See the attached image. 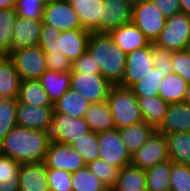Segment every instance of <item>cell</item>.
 I'll return each mask as SVG.
<instances>
[{
	"label": "cell",
	"instance_id": "83f0119b",
	"mask_svg": "<svg viewBox=\"0 0 190 191\" xmlns=\"http://www.w3.org/2000/svg\"><path fill=\"white\" fill-rule=\"evenodd\" d=\"M169 159L175 164L190 166V132L166 134Z\"/></svg>",
	"mask_w": 190,
	"mask_h": 191
},
{
	"label": "cell",
	"instance_id": "ee69618b",
	"mask_svg": "<svg viewBox=\"0 0 190 191\" xmlns=\"http://www.w3.org/2000/svg\"><path fill=\"white\" fill-rule=\"evenodd\" d=\"M152 54L154 67L164 72V76L173 74L171 65L173 51L157 46L152 43Z\"/></svg>",
	"mask_w": 190,
	"mask_h": 191
},
{
	"label": "cell",
	"instance_id": "603a6c76",
	"mask_svg": "<svg viewBox=\"0 0 190 191\" xmlns=\"http://www.w3.org/2000/svg\"><path fill=\"white\" fill-rule=\"evenodd\" d=\"M111 191H147L146 171L132 164L122 167Z\"/></svg>",
	"mask_w": 190,
	"mask_h": 191
},
{
	"label": "cell",
	"instance_id": "e575fe53",
	"mask_svg": "<svg viewBox=\"0 0 190 191\" xmlns=\"http://www.w3.org/2000/svg\"><path fill=\"white\" fill-rule=\"evenodd\" d=\"M71 186L73 191H110L87 165L72 173Z\"/></svg>",
	"mask_w": 190,
	"mask_h": 191
},
{
	"label": "cell",
	"instance_id": "277c9868",
	"mask_svg": "<svg viewBox=\"0 0 190 191\" xmlns=\"http://www.w3.org/2000/svg\"><path fill=\"white\" fill-rule=\"evenodd\" d=\"M154 44L172 51L188 49L190 45V15L180 12L166 18L164 28Z\"/></svg>",
	"mask_w": 190,
	"mask_h": 191
},
{
	"label": "cell",
	"instance_id": "681fc988",
	"mask_svg": "<svg viewBox=\"0 0 190 191\" xmlns=\"http://www.w3.org/2000/svg\"><path fill=\"white\" fill-rule=\"evenodd\" d=\"M181 11L190 15V0H180Z\"/></svg>",
	"mask_w": 190,
	"mask_h": 191
},
{
	"label": "cell",
	"instance_id": "836d02e7",
	"mask_svg": "<svg viewBox=\"0 0 190 191\" xmlns=\"http://www.w3.org/2000/svg\"><path fill=\"white\" fill-rule=\"evenodd\" d=\"M164 72L153 67L141 80L133 84L130 89L135 96H156L159 93Z\"/></svg>",
	"mask_w": 190,
	"mask_h": 191
},
{
	"label": "cell",
	"instance_id": "5bb4252c",
	"mask_svg": "<svg viewBox=\"0 0 190 191\" xmlns=\"http://www.w3.org/2000/svg\"><path fill=\"white\" fill-rule=\"evenodd\" d=\"M46 168L61 169L70 173L86 166L80 153L71 145L51 141L44 160Z\"/></svg>",
	"mask_w": 190,
	"mask_h": 191
},
{
	"label": "cell",
	"instance_id": "52a82bcc",
	"mask_svg": "<svg viewBox=\"0 0 190 191\" xmlns=\"http://www.w3.org/2000/svg\"><path fill=\"white\" fill-rule=\"evenodd\" d=\"M91 132L84 118L53 112L52 125L49 131L51 141L71 145L75 140Z\"/></svg>",
	"mask_w": 190,
	"mask_h": 191
},
{
	"label": "cell",
	"instance_id": "3957f363",
	"mask_svg": "<svg viewBox=\"0 0 190 191\" xmlns=\"http://www.w3.org/2000/svg\"><path fill=\"white\" fill-rule=\"evenodd\" d=\"M106 101L116 129L144 121L138 100L130 88L113 85Z\"/></svg>",
	"mask_w": 190,
	"mask_h": 191
},
{
	"label": "cell",
	"instance_id": "f907efd6",
	"mask_svg": "<svg viewBox=\"0 0 190 191\" xmlns=\"http://www.w3.org/2000/svg\"><path fill=\"white\" fill-rule=\"evenodd\" d=\"M16 0H0V9H8L15 6Z\"/></svg>",
	"mask_w": 190,
	"mask_h": 191
},
{
	"label": "cell",
	"instance_id": "484cf974",
	"mask_svg": "<svg viewBox=\"0 0 190 191\" xmlns=\"http://www.w3.org/2000/svg\"><path fill=\"white\" fill-rule=\"evenodd\" d=\"M71 71L56 72L48 70L38 79L47 92L49 100L54 104L70 88Z\"/></svg>",
	"mask_w": 190,
	"mask_h": 191
},
{
	"label": "cell",
	"instance_id": "1f68e13d",
	"mask_svg": "<svg viewBox=\"0 0 190 191\" xmlns=\"http://www.w3.org/2000/svg\"><path fill=\"white\" fill-rule=\"evenodd\" d=\"M188 83L177 74L164 76L158 95L168 104L183 102Z\"/></svg>",
	"mask_w": 190,
	"mask_h": 191
},
{
	"label": "cell",
	"instance_id": "cb8c5ba5",
	"mask_svg": "<svg viewBox=\"0 0 190 191\" xmlns=\"http://www.w3.org/2000/svg\"><path fill=\"white\" fill-rule=\"evenodd\" d=\"M21 78L9 56L0 58V98H17Z\"/></svg>",
	"mask_w": 190,
	"mask_h": 191
},
{
	"label": "cell",
	"instance_id": "7402d4cb",
	"mask_svg": "<svg viewBox=\"0 0 190 191\" xmlns=\"http://www.w3.org/2000/svg\"><path fill=\"white\" fill-rule=\"evenodd\" d=\"M155 130L145 121L118 129L120 138L131 156L138 151Z\"/></svg>",
	"mask_w": 190,
	"mask_h": 191
},
{
	"label": "cell",
	"instance_id": "7bdbcfd3",
	"mask_svg": "<svg viewBox=\"0 0 190 191\" xmlns=\"http://www.w3.org/2000/svg\"><path fill=\"white\" fill-rule=\"evenodd\" d=\"M173 73L182 77L187 83L190 82V51H173L171 61Z\"/></svg>",
	"mask_w": 190,
	"mask_h": 191
},
{
	"label": "cell",
	"instance_id": "4dcf8cb0",
	"mask_svg": "<svg viewBox=\"0 0 190 191\" xmlns=\"http://www.w3.org/2000/svg\"><path fill=\"white\" fill-rule=\"evenodd\" d=\"M171 166L172 161L168 159L145 170L147 191H171Z\"/></svg>",
	"mask_w": 190,
	"mask_h": 191
},
{
	"label": "cell",
	"instance_id": "44dd1931",
	"mask_svg": "<svg viewBox=\"0 0 190 191\" xmlns=\"http://www.w3.org/2000/svg\"><path fill=\"white\" fill-rule=\"evenodd\" d=\"M109 33L115 45L126 54L150 44V41L133 22L112 29Z\"/></svg>",
	"mask_w": 190,
	"mask_h": 191
},
{
	"label": "cell",
	"instance_id": "d4e9b609",
	"mask_svg": "<svg viewBox=\"0 0 190 191\" xmlns=\"http://www.w3.org/2000/svg\"><path fill=\"white\" fill-rule=\"evenodd\" d=\"M91 131L95 133L115 129L111 110L107 101L91 103L84 116Z\"/></svg>",
	"mask_w": 190,
	"mask_h": 191
},
{
	"label": "cell",
	"instance_id": "8fae6325",
	"mask_svg": "<svg viewBox=\"0 0 190 191\" xmlns=\"http://www.w3.org/2000/svg\"><path fill=\"white\" fill-rule=\"evenodd\" d=\"M42 21L61 32L83 29L75 9L67 0H48L44 6Z\"/></svg>",
	"mask_w": 190,
	"mask_h": 191
},
{
	"label": "cell",
	"instance_id": "7dc6e473",
	"mask_svg": "<svg viewBox=\"0 0 190 191\" xmlns=\"http://www.w3.org/2000/svg\"><path fill=\"white\" fill-rule=\"evenodd\" d=\"M166 17H171L181 11L180 0H151Z\"/></svg>",
	"mask_w": 190,
	"mask_h": 191
},
{
	"label": "cell",
	"instance_id": "f35d334b",
	"mask_svg": "<svg viewBox=\"0 0 190 191\" xmlns=\"http://www.w3.org/2000/svg\"><path fill=\"white\" fill-rule=\"evenodd\" d=\"M87 167L111 191L117 181L120 169L101 159L90 162Z\"/></svg>",
	"mask_w": 190,
	"mask_h": 191
},
{
	"label": "cell",
	"instance_id": "e0dca14e",
	"mask_svg": "<svg viewBox=\"0 0 190 191\" xmlns=\"http://www.w3.org/2000/svg\"><path fill=\"white\" fill-rule=\"evenodd\" d=\"M75 9L82 28L90 32H102L104 0H67Z\"/></svg>",
	"mask_w": 190,
	"mask_h": 191
},
{
	"label": "cell",
	"instance_id": "7a4b0ae2",
	"mask_svg": "<svg viewBox=\"0 0 190 191\" xmlns=\"http://www.w3.org/2000/svg\"><path fill=\"white\" fill-rule=\"evenodd\" d=\"M87 52L99 65L101 75L113 85L123 78L127 54L115 45L113 37L108 32H91Z\"/></svg>",
	"mask_w": 190,
	"mask_h": 191
},
{
	"label": "cell",
	"instance_id": "c3c4849f",
	"mask_svg": "<svg viewBox=\"0 0 190 191\" xmlns=\"http://www.w3.org/2000/svg\"><path fill=\"white\" fill-rule=\"evenodd\" d=\"M61 31L56 29L53 26L47 25L43 23L39 43H53L54 40L60 35Z\"/></svg>",
	"mask_w": 190,
	"mask_h": 191
},
{
	"label": "cell",
	"instance_id": "4fadbf2b",
	"mask_svg": "<svg viewBox=\"0 0 190 191\" xmlns=\"http://www.w3.org/2000/svg\"><path fill=\"white\" fill-rule=\"evenodd\" d=\"M153 67L152 43H150L146 47L127 53L124 76L117 85L130 88Z\"/></svg>",
	"mask_w": 190,
	"mask_h": 191
},
{
	"label": "cell",
	"instance_id": "bcb514c9",
	"mask_svg": "<svg viewBox=\"0 0 190 191\" xmlns=\"http://www.w3.org/2000/svg\"><path fill=\"white\" fill-rule=\"evenodd\" d=\"M71 72L101 74L99 65H96L93 57L86 51L72 63Z\"/></svg>",
	"mask_w": 190,
	"mask_h": 191
},
{
	"label": "cell",
	"instance_id": "ffe728a7",
	"mask_svg": "<svg viewBox=\"0 0 190 191\" xmlns=\"http://www.w3.org/2000/svg\"><path fill=\"white\" fill-rule=\"evenodd\" d=\"M133 8L127 0H104L102 32H110L112 29L132 22Z\"/></svg>",
	"mask_w": 190,
	"mask_h": 191
},
{
	"label": "cell",
	"instance_id": "8992f818",
	"mask_svg": "<svg viewBox=\"0 0 190 191\" xmlns=\"http://www.w3.org/2000/svg\"><path fill=\"white\" fill-rule=\"evenodd\" d=\"M91 32L84 29L62 31L53 43H39L44 52H62L72 62L87 51Z\"/></svg>",
	"mask_w": 190,
	"mask_h": 191
},
{
	"label": "cell",
	"instance_id": "4316f807",
	"mask_svg": "<svg viewBox=\"0 0 190 191\" xmlns=\"http://www.w3.org/2000/svg\"><path fill=\"white\" fill-rule=\"evenodd\" d=\"M87 99H85L77 91L69 88L61 98L53 104L54 111L62 114H68L77 118H84L89 105Z\"/></svg>",
	"mask_w": 190,
	"mask_h": 191
},
{
	"label": "cell",
	"instance_id": "f5cc1de1",
	"mask_svg": "<svg viewBox=\"0 0 190 191\" xmlns=\"http://www.w3.org/2000/svg\"><path fill=\"white\" fill-rule=\"evenodd\" d=\"M128 4L133 8L136 5H139L143 2H146L147 0H127Z\"/></svg>",
	"mask_w": 190,
	"mask_h": 191
},
{
	"label": "cell",
	"instance_id": "9a60e30c",
	"mask_svg": "<svg viewBox=\"0 0 190 191\" xmlns=\"http://www.w3.org/2000/svg\"><path fill=\"white\" fill-rule=\"evenodd\" d=\"M42 26V20H33L17 15L12 33V43L5 55L8 56L25 47L37 46Z\"/></svg>",
	"mask_w": 190,
	"mask_h": 191
},
{
	"label": "cell",
	"instance_id": "7c38bea8",
	"mask_svg": "<svg viewBox=\"0 0 190 191\" xmlns=\"http://www.w3.org/2000/svg\"><path fill=\"white\" fill-rule=\"evenodd\" d=\"M168 159L166 134L155 130L138 151L132 155L131 164L146 170Z\"/></svg>",
	"mask_w": 190,
	"mask_h": 191
},
{
	"label": "cell",
	"instance_id": "9c48e42d",
	"mask_svg": "<svg viewBox=\"0 0 190 191\" xmlns=\"http://www.w3.org/2000/svg\"><path fill=\"white\" fill-rule=\"evenodd\" d=\"M132 22L150 43H155L164 28L166 17L151 0H147L133 7Z\"/></svg>",
	"mask_w": 190,
	"mask_h": 191
},
{
	"label": "cell",
	"instance_id": "f1b7e54d",
	"mask_svg": "<svg viewBox=\"0 0 190 191\" xmlns=\"http://www.w3.org/2000/svg\"><path fill=\"white\" fill-rule=\"evenodd\" d=\"M136 98L143 120L156 129L163 121L168 103H166L159 95L152 97L136 96Z\"/></svg>",
	"mask_w": 190,
	"mask_h": 191
},
{
	"label": "cell",
	"instance_id": "f546056e",
	"mask_svg": "<svg viewBox=\"0 0 190 191\" xmlns=\"http://www.w3.org/2000/svg\"><path fill=\"white\" fill-rule=\"evenodd\" d=\"M17 101L36 107H53L47 92L38 80H22Z\"/></svg>",
	"mask_w": 190,
	"mask_h": 191
},
{
	"label": "cell",
	"instance_id": "d6986e66",
	"mask_svg": "<svg viewBox=\"0 0 190 191\" xmlns=\"http://www.w3.org/2000/svg\"><path fill=\"white\" fill-rule=\"evenodd\" d=\"M156 131L163 134L190 132V105L185 102L168 104L163 121Z\"/></svg>",
	"mask_w": 190,
	"mask_h": 191
},
{
	"label": "cell",
	"instance_id": "5b68a950",
	"mask_svg": "<svg viewBox=\"0 0 190 191\" xmlns=\"http://www.w3.org/2000/svg\"><path fill=\"white\" fill-rule=\"evenodd\" d=\"M21 80H38L46 71V57L39 45L29 46L8 55Z\"/></svg>",
	"mask_w": 190,
	"mask_h": 191
},
{
	"label": "cell",
	"instance_id": "74e56055",
	"mask_svg": "<svg viewBox=\"0 0 190 191\" xmlns=\"http://www.w3.org/2000/svg\"><path fill=\"white\" fill-rule=\"evenodd\" d=\"M17 12L14 7L0 9V49L6 53L12 43V33Z\"/></svg>",
	"mask_w": 190,
	"mask_h": 191
},
{
	"label": "cell",
	"instance_id": "6da1fadb",
	"mask_svg": "<svg viewBox=\"0 0 190 191\" xmlns=\"http://www.w3.org/2000/svg\"><path fill=\"white\" fill-rule=\"evenodd\" d=\"M50 142L49 132L17 125L0 142V154L19 163L44 162Z\"/></svg>",
	"mask_w": 190,
	"mask_h": 191
},
{
	"label": "cell",
	"instance_id": "ba28073f",
	"mask_svg": "<svg viewBox=\"0 0 190 191\" xmlns=\"http://www.w3.org/2000/svg\"><path fill=\"white\" fill-rule=\"evenodd\" d=\"M112 86L113 84L101 74L71 72L70 88L91 103L106 101Z\"/></svg>",
	"mask_w": 190,
	"mask_h": 191
},
{
	"label": "cell",
	"instance_id": "816d5d0a",
	"mask_svg": "<svg viewBox=\"0 0 190 191\" xmlns=\"http://www.w3.org/2000/svg\"><path fill=\"white\" fill-rule=\"evenodd\" d=\"M183 102L190 105V82L187 85L186 95Z\"/></svg>",
	"mask_w": 190,
	"mask_h": 191
},
{
	"label": "cell",
	"instance_id": "f6af8a7d",
	"mask_svg": "<svg viewBox=\"0 0 190 191\" xmlns=\"http://www.w3.org/2000/svg\"><path fill=\"white\" fill-rule=\"evenodd\" d=\"M46 57L47 69L56 72H70L72 61L62 52H44Z\"/></svg>",
	"mask_w": 190,
	"mask_h": 191
},
{
	"label": "cell",
	"instance_id": "b9f144b4",
	"mask_svg": "<svg viewBox=\"0 0 190 191\" xmlns=\"http://www.w3.org/2000/svg\"><path fill=\"white\" fill-rule=\"evenodd\" d=\"M71 175L72 173L65 170L47 168L50 191H73Z\"/></svg>",
	"mask_w": 190,
	"mask_h": 191
},
{
	"label": "cell",
	"instance_id": "8d00e7d4",
	"mask_svg": "<svg viewBox=\"0 0 190 191\" xmlns=\"http://www.w3.org/2000/svg\"><path fill=\"white\" fill-rule=\"evenodd\" d=\"M71 146L80 153L86 165L99 159L98 133L91 131L75 140Z\"/></svg>",
	"mask_w": 190,
	"mask_h": 191
},
{
	"label": "cell",
	"instance_id": "ab89813d",
	"mask_svg": "<svg viewBox=\"0 0 190 191\" xmlns=\"http://www.w3.org/2000/svg\"><path fill=\"white\" fill-rule=\"evenodd\" d=\"M45 3L44 0H16L14 8L20 17L43 20Z\"/></svg>",
	"mask_w": 190,
	"mask_h": 191
},
{
	"label": "cell",
	"instance_id": "d590c367",
	"mask_svg": "<svg viewBox=\"0 0 190 191\" xmlns=\"http://www.w3.org/2000/svg\"><path fill=\"white\" fill-rule=\"evenodd\" d=\"M17 98H0V142L17 126Z\"/></svg>",
	"mask_w": 190,
	"mask_h": 191
},
{
	"label": "cell",
	"instance_id": "d6a6232c",
	"mask_svg": "<svg viewBox=\"0 0 190 191\" xmlns=\"http://www.w3.org/2000/svg\"><path fill=\"white\" fill-rule=\"evenodd\" d=\"M21 163L0 154V191H19Z\"/></svg>",
	"mask_w": 190,
	"mask_h": 191
},
{
	"label": "cell",
	"instance_id": "2e32d148",
	"mask_svg": "<svg viewBox=\"0 0 190 191\" xmlns=\"http://www.w3.org/2000/svg\"><path fill=\"white\" fill-rule=\"evenodd\" d=\"M54 107H36L18 102L17 125L28 129L49 132L53 120Z\"/></svg>",
	"mask_w": 190,
	"mask_h": 191
},
{
	"label": "cell",
	"instance_id": "db71d44e",
	"mask_svg": "<svg viewBox=\"0 0 190 191\" xmlns=\"http://www.w3.org/2000/svg\"><path fill=\"white\" fill-rule=\"evenodd\" d=\"M5 56V53L0 49V58Z\"/></svg>",
	"mask_w": 190,
	"mask_h": 191
},
{
	"label": "cell",
	"instance_id": "60d3db41",
	"mask_svg": "<svg viewBox=\"0 0 190 191\" xmlns=\"http://www.w3.org/2000/svg\"><path fill=\"white\" fill-rule=\"evenodd\" d=\"M171 191H190V166L172 162L170 173Z\"/></svg>",
	"mask_w": 190,
	"mask_h": 191
},
{
	"label": "cell",
	"instance_id": "30bf717a",
	"mask_svg": "<svg viewBox=\"0 0 190 191\" xmlns=\"http://www.w3.org/2000/svg\"><path fill=\"white\" fill-rule=\"evenodd\" d=\"M99 159L119 169L130 165L132 156L120 138L118 129L98 133Z\"/></svg>",
	"mask_w": 190,
	"mask_h": 191
},
{
	"label": "cell",
	"instance_id": "ac0fdd59",
	"mask_svg": "<svg viewBox=\"0 0 190 191\" xmlns=\"http://www.w3.org/2000/svg\"><path fill=\"white\" fill-rule=\"evenodd\" d=\"M19 191H50L44 162L21 163Z\"/></svg>",
	"mask_w": 190,
	"mask_h": 191
}]
</instances>
